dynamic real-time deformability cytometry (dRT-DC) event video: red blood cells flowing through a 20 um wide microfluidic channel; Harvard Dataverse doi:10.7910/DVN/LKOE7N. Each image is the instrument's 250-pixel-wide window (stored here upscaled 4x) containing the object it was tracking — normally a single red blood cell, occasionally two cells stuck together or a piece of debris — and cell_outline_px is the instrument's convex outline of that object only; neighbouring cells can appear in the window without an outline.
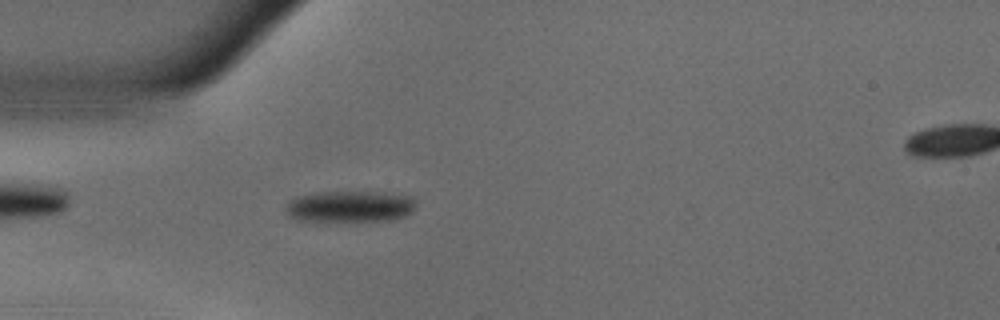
{"species": "common noctule bat (a hibernating species)", "species_latin": "Nyctalus noctula", "temperature_condition": "warm", "stored_images_in_passage": 40, "camera_frame_rate_fps": 3000, "um_per_image_px": 0.085, "animal": {"sex": "male", "body_mass_g": 18.8}, "frame": {"image": 1, "passage_image": 1, "time_ms": 0.0, "image_size_px": [1000, 320], "cell_outline_px": [[416, 204], [412, 212], [408, 216], [392, 220], [296, 220], [288, 216], [284, 212], [284, 208], [292, 200], [300, 196], [320, 192], [384, 192], [412, 196], [416, 200]], "centroid_in_image_um": [29.81, 17.54], "position_along_channel_um": 55.2, "area_um2": 23.76}}
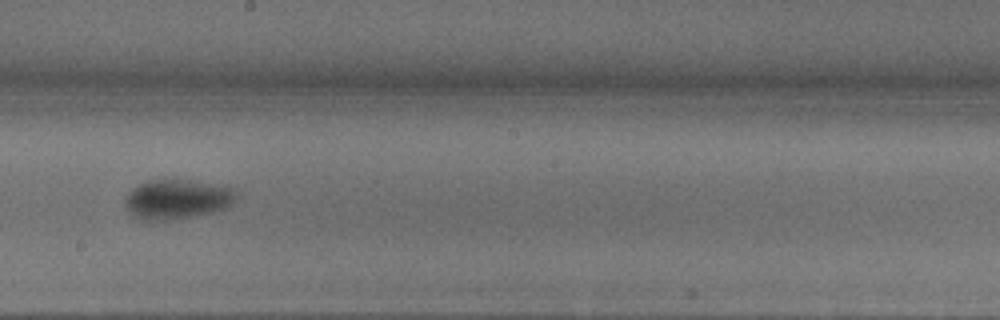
{"frame": {"image": 2, "passage_image": 16, "time_ms": 5.0, "image_size_px": [1000, 320], "cell_outline_px": [[236, 200], [224, 208], [212, 212], [192, 216], [164, 220], [148, 220], [136, 216], [128, 212], [124, 200], [128, 192], [140, 184], [148, 180], [192, 180], [228, 184], [236, 192]], "centroid_in_image_um": [15.1, 16.9], "position_along_channel_um": 233.1, "area_um2": 25.66}}
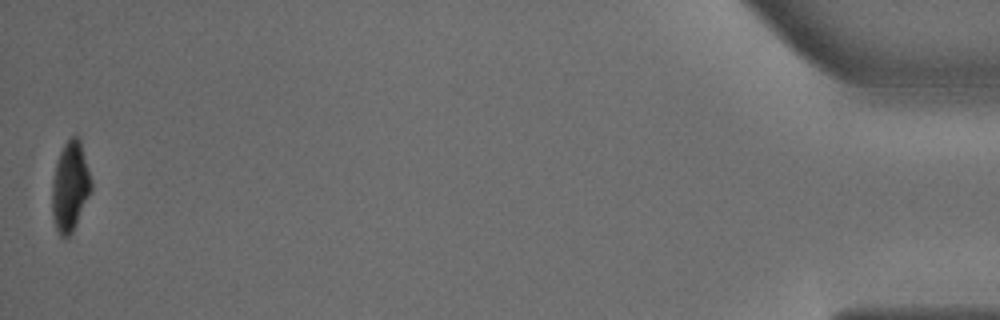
{"frame": {"image": 3, "passage_image": 40, "time_ms": 13.0, "image_size_px": [1000, 320], "cell_outline_px": [[92, 192], [72, 232], [68, 236], [60, 236], [56, 228], [52, 216], [52, 180], [56, 164], [60, 152], [64, 144], [72, 136], [76, 136], [80, 140], [92, 180]], "centroid_in_image_um": [5.97, 15.86], "position_along_channel_um": 429.2, "area_um2": 20.46}, "authors_computed_cell_mechanics": {"area_um2": 25.2297, "velocity_mm_per_s": 3.6449, "shape_relaxation_time_tau1_ms": 4.3905, "shape_relaxation_time_tau2_ms": 3.0911, "deformation_change_tau1": 0.1595, "deformation_change_tau2": 0.0563}}